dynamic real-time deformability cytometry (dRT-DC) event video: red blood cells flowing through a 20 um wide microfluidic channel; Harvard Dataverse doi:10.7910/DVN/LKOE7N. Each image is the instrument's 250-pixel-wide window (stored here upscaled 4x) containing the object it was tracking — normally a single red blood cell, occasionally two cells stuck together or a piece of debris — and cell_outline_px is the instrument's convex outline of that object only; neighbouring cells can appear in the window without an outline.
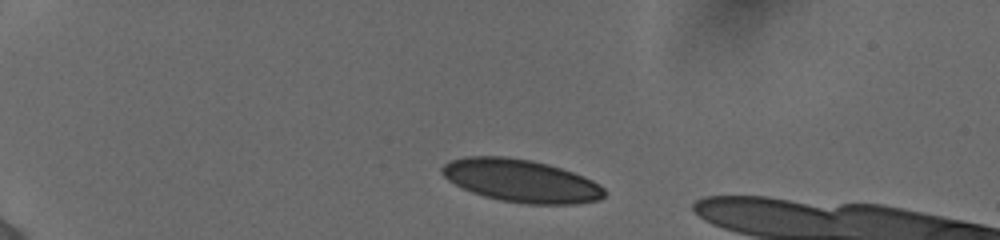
{"species": "human", "species_latin": "Homo sapiens", "temperature_condition": "cold", "stored_images_in_passage": 41, "camera_frame_rate_fps": 3000, "um_per_image_px": 0.085, "donor": {"sex": "female"}, "frame": {"image": 1, "passage_image": 1, "time_ms": 0.0, "image_size_px": [1000, 240], "cell_outline_px": [[604, 196], [600, 200], [576, 204], [528, 204], [500, 200], [484, 196], [472, 192], [448, 180], [440, 172], [440, 168], [444, 164], [452, 160], [464, 156], [504, 156], [532, 160], [548, 164], [572, 172], [592, 180], [600, 184], [604, 188]], "centroid_in_image_um": [44.29, 15.36], "position_along_channel_um": 40.7, "area_um2": 40.4}}
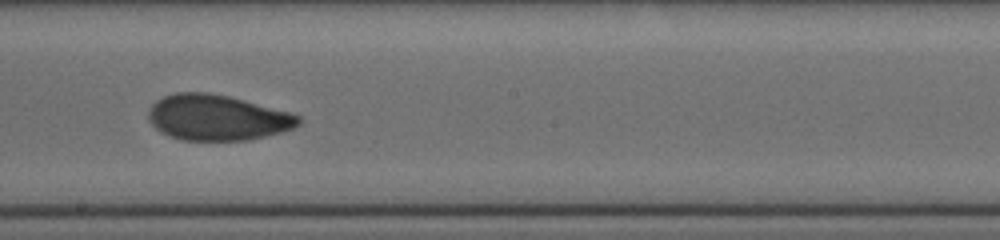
{"frame": {"image": 2, "passage_image": 21, "time_ms": 6.667, "image_size_px": [1000, 240], "cell_outline_px": [[300, 124], [292, 128], [280, 132], [248, 140], [180, 140], [168, 136], [160, 132], [148, 120], [148, 112], [152, 104], [156, 100], [164, 96], [176, 92], [208, 92], [228, 96], [244, 100], [288, 112], [300, 116]], "centroid_in_image_um": [18.41, 9.99], "position_along_channel_um": 229.8, "area_um2": 39.77}}
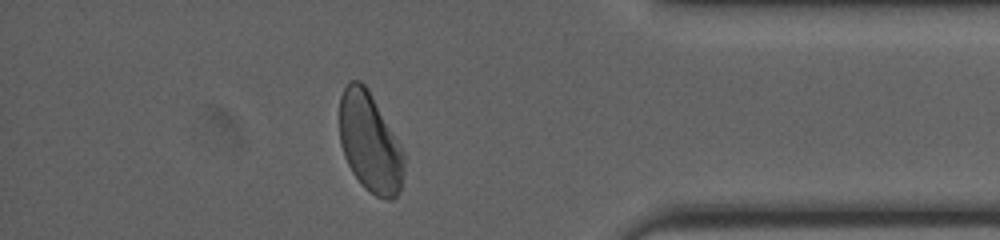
{"frame": {"image": 3, "passage_image": 36, "time_ms": 11.667, "image_size_px": [1000, 240], "cell_outline_px": [[404, 172], [400, 188], [396, 196], [392, 200], [388, 200], [376, 196], [364, 188], [352, 172], [344, 156], [340, 144], [340, 96], [348, 80], [360, 80], [368, 88], [400, 144], [404, 156]], "centroid_in_image_um": [31.43, 12.11], "position_along_channel_um": 403.8, "area_um2": 37.45}}